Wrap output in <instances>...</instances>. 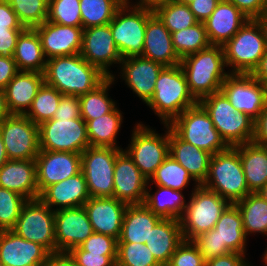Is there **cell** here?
<instances>
[{"mask_svg":"<svg viewBox=\"0 0 267 266\" xmlns=\"http://www.w3.org/2000/svg\"><path fill=\"white\" fill-rule=\"evenodd\" d=\"M162 219L144 204L128 205L125 209L118 243L145 244L153 227Z\"/></svg>","mask_w":267,"mask_h":266,"instance_id":"cell-31","label":"cell"},{"mask_svg":"<svg viewBox=\"0 0 267 266\" xmlns=\"http://www.w3.org/2000/svg\"><path fill=\"white\" fill-rule=\"evenodd\" d=\"M171 37L174 51L180 59L211 45L204 22H198L191 27L171 33Z\"/></svg>","mask_w":267,"mask_h":266,"instance_id":"cell-40","label":"cell"},{"mask_svg":"<svg viewBox=\"0 0 267 266\" xmlns=\"http://www.w3.org/2000/svg\"><path fill=\"white\" fill-rule=\"evenodd\" d=\"M11 114L6 105V98L4 90L0 89V123Z\"/></svg>","mask_w":267,"mask_h":266,"instance_id":"cell-63","label":"cell"},{"mask_svg":"<svg viewBox=\"0 0 267 266\" xmlns=\"http://www.w3.org/2000/svg\"><path fill=\"white\" fill-rule=\"evenodd\" d=\"M0 28L26 29L20 23L8 0H0Z\"/></svg>","mask_w":267,"mask_h":266,"instance_id":"cell-54","label":"cell"},{"mask_svg":"<svg viewBox=\"0 0 267 266\" xmlns=\"http://www.w3.org/2000/svg\"><path fill=\"white\" fill-rule=\"evenodd\" d=\"M199 103L229 147L252 142L255 121L243 112H237L221 91L205 96Z\"/></svg>","mask_w":267,"mask_h":266,"instance_id":"cell-5","label":"cell"},{"mask_svg":"<svg viewBox=\"0 0 267 266\" xmlns=\"http://www.w3.org/2000/svg\"><path fill=\"white\" fill-rule=\"evenodd\" d=\"M263 256L264 257H262V259H263L265 265L267 266V248H266V251L264 252Z\"/></svg>","mask_w":267,"mask_h":266,"instance_id":"cell-68","label":"cell"},{"mask_svg":"<svg viewBox=\"0 0 267 266\" xmlns=\"http://www.w3.org/2000/svg\"><path fill=\"white\" fill-rule=\"evenodd\" d=\"M90 197L82 171L63 181L51 184L39 195V199L54 211L83 206Z\"/></svg>","mask_w":267,"mask_h":266,"instance_id":"cell-24","label":"cell"},{"mask_svg":"<svg viewBox=\"0 0 267 266\" xmlns=\"http://www.w3.org/2000/svg\"><path fill=\"white\" fill-rule=\"evenodd\" d=\"M117 108L102 117L86 121L90 146L122 149L117 146L116 138L123 123V115Z\"/></svg>","mask_w":267,"mask_h":266,"instance_id":"cell-35","label":"cell"},{"mask_svg":"<svg viewBox=\"0 0 267 266\" xmlns=\"http://www.w3.org/2000/svg\"><path fill=\"white\" fill-rule=\"evenodd\" d=\"M165 135L156 133V130L145 126L142 122L136 123L127 154L133 159L135 166L148 179L154 175L156 169L169 156V125H164Z\"/></svg>","mask_w":267,"mask_h":266,"instance_id":"cell-10","label":"cell"},{"mask_svg":"<svg viewBox=\"0 0 267 266\" xmlns=\"http://www.w3.org/2000/svg\"><path fill=\"white\" fill-rule=\"evenodd\" d=\"M154 13L164 23L170 33L180 31L198 23L189 5L177 1L158 7Z\"/></svg>","mask_w":267,"mask_h":266,"instance_id":"cell-43","label":"cell"},{"mask_svg":"<svg viewBox=\"0 0 267 266\" xmlns=\"http://www.w3.org/2000/svg\"><path fill=\"white\" fill-rule=\"evenodd\" d=\"M230 204L228 200L202 185L194 188L179 219L183 239L193 240L199 234L213 229Z\"/></svg>","mask_w":267,"mask_h":266,"instance_id":"cell-6","label":"cell"},{"mask_svg":"<svg viewBox=\"0 0 267 266\" xmlns=\"http://www.w3.org/2000/svg\"><path fill=\"white\" fill-rule=\"evenodd\" d=\"M127 3V0H80L83 29L109 24L116 11Z\"/></svg>","mask_w":267,"mask_h":266,"instance_id":"cell-39","label":"cell"},{"mask_svg":"<svg viewBox=\"0 0 267 266\" xmlns=\"http://www.w3.org/2000/svg\"><path fill=\"white\" fill-rule=\"evenodd\" d=\"M116 266H162L146 244L118 243Z\"/></svg>","mask_w":267,"mask_h":266,"instance_id":"cell-45","label":"cell"},{"mask_svg":"<svg viewBox=\"0 0 267 266\" xmlns=\"http://www.w3.org/2000/svg\"><path fill=\"white\" fill-rule=\"evenodd\" d=\"M34 29L39 34L46 59L80 53L83 27L64 26L45 21Z\"/></svg>","mask_w":267,"mask_h":266,"instance_id":"cell-22","label":"cell"},{"mask_svg":"<svg viewBox=\"0 0 267 266\" xmlns=\"http://www.w3.org/2000/svg\"><path fill=\"white\" fill-rule=\"evenodd\" d=\"M119 65V74L125 84L147 104L153 97L156 80L164 66L143 56L123 58Z\"/></svg>","mask_w":267,"mask_h":266,"instance_id":"cell-21","label":"cell"},{"mask_svg":"<svg viewBox=\"0 0 267 266\" xmlns=\"http://www.w3.org/2000/svg\"><path fill=\"white\" fill-rule=\"evenodd\" d=\"M251 75L260 83L267 84V49Z\"/></svg>","mask_w":267,"mask_h":266,"instance_id":"cell-61","label":"cell"},{"mask_svg":"<svg viewBox=\"0 0 267 266\" xmlns=\"http://www.w3.org/2000/svg\"><path fill=\"white\" fill-rule=\"evenodd\" d=\"M27 199L20 194L0 187V231L12 230Z\"/></svg>","mask_w":267,"mask_h":266,"instance_id":"cell-47","label":"cell"},{"mask_svg":"<svg viewBox=\"0 0 267 266\" xmlns=\"http://www.w3.org/2000/svg\"><path fill=\"white\" fill-rule=\"evenodd\" d=\"M9 160H35L40 152L39 125L25 115H10L0 123Z\"/></svg>","mask_w":267,"mask_h":266,"instance_id":"cell-15","label":"cell"},{"mask_svg":"<svg viewBox=\"0 0 267 266\" xmlns=\"http://www.w3.org/2000/svg\"><path fill=\"white\" fill-rule=\"evenodd\" d=\"M166 266H205V261L192 240H183Z\"/></svg>","mask_w":267,"mask_h":266,"instance_id":"cell-48","label":"cell"},{"mask_svg":"<svg viewBox=\"0 0 267 266\" xmlns=\"http://www.w3.org/2000/svg\"><path fill=\"white\" fill-rule=\"evenodd\" d=\"M79 247L83 251L95 254L117 256L118 240L111 236L94 232Z\"/></svg>","mask_w":267,"mask_h":266,"instance_id":"cell-49","label":"cell"},{"mask_svg":"<svg viewBox=\"0 0 267 266\" xmlns=\"http://www.w3.org/2000/svg\"><path fill=\"white\" fill-rule=\"evenodd\" d=\"M263 2H264V12H266L267 11V0H263Z\"/></svg>","mask_w":267,"mask_h":266,"instance_id":"cell-69","label":"cell"},{"mask_svg":"<svg viewBox=\"0 0 267 266\" xmlns=\"http://www.w3.org/2000/svg\"><path fill=\"white\" fill-rule=\"evenodd\" d=\"M93 233L84 206L55 211L56 254L68 253Z\"/></svg>","mask_w":267,"mask_h":266,"instance_id":"cell-18","label":"cell"},{"mask_svg":"<svg viewBox=\"0 0 267 266\" xmlns=\"http://www.w3.org/2000/svg\"><path fill=\"white\" fill-rule=\"evenodd\" d=\"M255 20L257 21V23L259 24V26L262 30V33H263V36L265 39V43L267 46V11L264 12L261 16L256 17Z\"/></svg>","mask_w":267,"mask_h":266,"instance_id":"cell-64","label":"cell"},{"mask_svg":"<svg viewBox=\"0 0 267 266\" xmlns=\"http://www.w3.org/2000/svg\"><path fill=\"white\" fill-rule=\"evenodd\" d=\"M192 241L198 246L205 262L231 252L228 248H219V240L215 229L199 234Z\"/></svg>","mask_w":267,"mask_h":266,"instance_id":"cell-50","label":"cell"},{"mask_svg":"<svg viewBox=\"0 0 267 266\" xmlns=\"http://www.w3.org/2000/svg\"><path fill=\"white\" fill-rule=\"evenodd\" d=\"M248 19L234 4L221 0L210 17L204 21L210 44L223 46Z\"/></svg>","mask_w":267,"mask_h":266,"instance_id":"cell-25","label":"cell"},{"mask_svg":"<svg viewBox=\"0 0 267 266\" xmlns=\"http://www.w3.org/2000/svg\"><path fill=\"white\" fill-rule=\"evenodd\" d=\"M176 0H138L135 4L143 8L155 11L158 7L172 3Z\"/></svg>","mask_w":267,"mask_h":266,"instance_id":"cell-62","label":"cell"},{"mask_svg":"<svg viewBox=\"0 0 267 266\" xmlns=\"http://www.w3.org/2000/svg\"><path fill=\"white\" fill-rule=\"evenodd\" d=\"M80 0H48L47 21L64 26L82 27Z\"/></svg>","mask_w":267,"mask_h":266,"instance_id":"cell-46","label":"cell"},{"mask_svg":"<svg viewBox=\"0 0 267 266\" xmlns=\"http://www.w3.org/2000/svg\"><path fill=\"white\" fill-rule=\"evenodd\" d=\"M81 117L79 96L63 95L53 119L68 118L69 120Z\"/></svg>","mask_w":267,"mask_h":266,"instance_id":"cell-52","label":"cell"},{"mask_svg":"<svg viewBox=\"0 0 267 266\" xmlns=\"http://www.w3.org/2000/svg\"><path fill=\"white\" fill-rule=\"evenodd\" d=\"M230 73L251 74L267 49L262 30L255 19H248L223 46Z\"/></svg>","mask_w":267,"mask_h":266,"instance_id":"cell-8","label":"cell"},{"mask_svg":"<svg viewBox=\"0 0 267 266\" xmlns=\"http://www.w3.org/2000/svg\"><path fill=\"white\" fill-rule=\"evenodd\" d=\"M9 160L3 138L0 134V168Z\"/></svg>","mask_w":267,"mask_h":266,"instance_id":"cell-65","label":"cell"},{"mask_svg":"<svg viewBox=\"0 0 267 266\" xmlns=\"http://www.w3.org/2000/svg\"><path fill=\"white\" fill-rule=\"evenodd\" d=\"M149 187L147 186L143 204L162 218L179 220L187 205L183 193L164 186H156L157 191L150 193L152 188L149 190Z\"/></svg>","mask_w":267,"mask_h":266,"instance_id":"cell-36","label":"cell"},{"mask_svg":"<svg viewBox=\"0 0 267 266\" xmlns=\"http://www.w3.org/2000/svg\"><path fill=\"white\" fill-rule=\"evenodd\" d=\"M252 142L267 147V103L265 109L254 123V137Z\"/></svg>","mask_w":267,"mask_h":266,"instance_id":"cell-59","label":"cell"},{"mask_svg":"<svg viewBox=\"0 0 267 266\" xmlns=\"http://www.w3.org/2000/svg\"><path fill=\"white\" fill-rule=\"evenodd\" d=\"M63 94L45 82L39 88L32 105L25 114L36 125L53 119Z\"/></svg>","mask_w":267,"mask_h":266,"instance_id":"cell-41","label":"cell"},{"mask_svg":"<svg viewBox=\"0 0 267 266\" xmlns=\"http://www.w3.org/2000/svg\"><path fill=\"white\" fill-rule=\"evenodd\" d=\"M190 93L199 102L205 96L220 92L222 83L230 74L225 71L226 63L222 46L209 47L186 55L181 59Z\"/></svg>","mask_w":267,"mask_h":266,"instance_id":"cell-2","label":"cell"},{"mask_svg":"<svg viewBox=\"0 0 267 266\" xmlns=\"http://www.w3.org/2000/svg\"><path fill=\"white\" fill-rule=\"evenodd\" d=\"M234 4L249 19H255L264 13L263 0H227Z\"/></svg>","mask_w":267,"mask_h":266,"instance_id":"cell-58","label":"cell"},{"mask_svg":"<svg viewBox=\"0 0 267 266\" xmlns=\"http://www.w3.org/2000/svg\"><path fill=\"white\" fill-rule=\"evenodd\" d=\"M79 54L107 77L114 75L109 67L123 60L114 43L110 24L83 29Z\"/></svg>","mask_w":267,"mask_h":266,"instance_id":"cell-16","label":"cell"},{"mask_svg":"<svg viewBox=\"0 0 267 266\" xmlns=\"http://www.w3.org/2000/svg\"><path fill=\"white\" fill-rule=\"evenodd\" d=\"M89 146L86 122L81 117L51 119L39 125L40 151L81 154Z\"/></svg>","mask_w":267,"mask_h":266,"instance_id":"cell-12","label":"cell"},{"mask_svg":"<svg viewBox=\"0 0 267 266\" xmlns=\"http://www.w3.org/2000/svg\"><path fill=\"white\" fill-rule=\"evenodd\" d=\"M44 83V74L19 71L4 89L6 105L11 115H25Z\"/></svg>","mask_w":267,"mask_h":266,"instance_id":"cell-28","label":"cell"},{"mask_svg":"<svg viewBox=\"0 0 267 266\" xmlns=\"http://www.w3.org/2000/svg\"><path fill=\"white\" fill-rule=\"evenodd\" d=\"M183 240L180 221L162 218L151 230L145 244L155 259L162 266H166Z\"/></svg>","mask_w":267,"mask_h":266,"instance_id":"cell-30","label":"cell"},{"mask_svg":"<svg viewBox=\"0 0 267 266\" xmlns=\"http://www.w3.org/2000/svg\"><path fill=\"white\" fill-rule=\"evenodd\" d=\"M12 231L56 254L55 211L39 198L27 200Z\"/></svg>","mask_w":267,"mask_h":266,"instance_id":"cell-11","label":"cell"},{"mask_svg":"<svg viewBox=\"0 0 267 266\" xmlns=\"http://www.w3.org/2000/svg\"><path fill=\"white\" fill-rule=\"evenodd\" d=\"M45 266H79L67 253L52 254Z\"/></svg>","mask_w":267,"mask_h":266,"instance_id":"cell-60","label":"cell"},{"mask_svg":"<svg viewBox=\"0 0 267 266\" xmlns=\"http://www.w3.org/2000/svg\"><path fill=\"white\" fill-rule=\"evenodd\" d=\"M113 181V197L117 200L127 205L144 203L149 181L123 149L116 156Z\"/></svg>","mask_w":267,"mask_h":266,"instance_id":"cell-17","label":"cell"},{"mask_svg":"<svg viewBox=\"0 0 267 266\" xmlns=\"http://www.w3.org/2000/svg\"><path fill=\"white\" fill-rule=\"evenodd\" d=\"M176 1L179 2V3H183V4H186V5H189L194 0H176Z\"/></svg>","mask_w":267,"mask_h":266,"instance_id":"cell-67","label":"cell"},{"mask_svg":"<svg viewBox=\"0 0 267 266\" xmlns=\"http://www.w3.org/2000/svg\"><path fill=\"white\" fill-rule=\"evenodd\" d=\"M79 266H116L117 256H107L83 251L79 246L67 253Z\"/></svg>","mask_w":267,"mask_h":266,"instance_id":"cell-51","label":"cell"},{"mask_svg":"<svg viewBox=\"0 0 267 266\" xmlns=\"http://www.w3.org/2000/svg\"><path fill=\"white\" fill-rule=\"evenodd\" d=\"M221 0H194L189 4L190 10L198 22H204L213 13Z\"/></svg>","mask_w":267,"mask_h":266,"instance_id":"cell-56","label":"cell"},{"mask_svg":"<svg viewBox=\"0 0 267 266\" xmlns=\"http://www.w3.org/2000/svg\"><path fill=\"white\" fill-rule=\"evenodd\" d=\"M197 103L189 91L185 73L179 64L162 69L147 106L152 108L162 124L169 125L187 108Z\"/></svg>","mask_w":267,"mask_h":266,"instance_id":"cell-3","label":"cell"},{"mask_svg":"<svg viewBox=\"0 0 267 266\" xmlns=\"http://www.w3.org/2000/svg\"><path fill=\"white\" fill-rule=\"evenodd\" d=\"M24 28L34 29L47 21L48 0H8Z\"/></svg>","mask_w":267,"mask_h":266,"instance_id":"cell-44","label":"cell"},{"mask_svg":"<svg viewBox=\"0 0 267 266\" xmlns=\"http://www.w3.org/2000/svg\"><path fill=\"white\" fill-rule=\"evenodd\" d=\"M240 211L245 235H267V201L258 193H250L235 203Z\"/></svg>","mask_w":267,"mask_h":266,"instance_id":"cell-37","label":"cell"},{"mask_svg":"<svg viewBox=\"0 0 267 266\" xmlns=\"http://www.w3.org/2000/svg\"><path fill=\"white\" fill-rule=\"evenodd\" d=\"M24 30L0 28V56H13L18 37Z\"/></svg>","mask_w":267,"mask_h":266,"instance_id":"cell-53","label":"cell"},{"mask_svg":"<svg viewBox=\"0 0 267 266\" xmlns=\"http://www.w3.org/2000/svg\"><path fill=\"white\" fill-rule=\"evenodd\" d=\"M142 56L164 67L176 66L181 62L174 51L171 33L155 13L146 24Z\"/></svg>","mask_w":267,"mask_h":266,"instance_id":"cell-26","label":"cell"},{"mask_svg":"<svg viewBox=\"0 0 267 266\" xmlns=\"http://www.w3.org/2000/svg\"><path fill=\"white\" fill-rule=\"evenodd\" d=\"M107 76L80 54L47 59L44 82L63 95L81 96L95 89Z\"/></svg>","mask_w":267,"mask_h":266,"instance_id":"cell-1","label":"cell"},{"mask_svg":"<svg viewBox=\"0 0 267 266\" xmlns=\"http://www.w3.org/2000/svg\"><path fill=\"white\" fill-rule=\"evenodd\" d=\"M19 71L44 74L47 59L44 56L39 34L35 29L26 28L18 37L12 56Z\"/></svg>","mask_w":267,"mask_h":266,"instance_id":"cell-34","label":"cell"},{"mask_svg":"<svg viewBox=\"0 0 267 266\" xmlns=\"http://www.w3.org/2000/svg\"><path fill=\"white\" fill-rule=\"evenodd\" d=\"M195 181L185 168H183L172 157L168 156L164 162L156 169L149 183L155 186H164L177 191H183L190 185V180Z\"/></svg>","mask_w":267,"mask_h":266,"instance_id":"cell-42","label":"cell"},{"mask_svg":"<svg viewBox=\"0 0 267 266\" xmlns=\"http://www.w3.org/2000/svg\"><path fill=\"white\" fill-rule=\"evenodd\" d=\"M121 150L89 146L81 153V171L91 197H113L116 156Z\"/></svg>","mask_w":267,"mask_h":266,"instance_id":"cell-13","label":"cell"},{"mask_svg":"<svg viewBox=\"0 0 267 266\" xmlns=\"http://www.w3.org/2000/svg\"><path fill=\"white\" fill-rule=\"evenodd\" d=\"M18 72L19 69L12 56H0V89L4 90Z\"/></svg>","mask_w":267,"mask_h":266,"instance_id":"cell-57","label":"cell"},{"mask_svg":"<svg viewBox=\"0 0 267 266\" xmlns=\"http://www.w3.org/2000/svg\"><path fill=\"white\" fill-rule=\"evenodd\" d=\"M50 255L40 244L26 240L12 230L0 231V261L4 266H45Z\"/></svg>","mask_w":267,"mask_h":266,"instance_id":"cell-20","label":"cell"},{"mask_svg":"<svg viewBox=\"0 0 267 266\" xmlns=\"http://www.w3.org/2000/svg\"><path fill=\"white\" fill-rule=\"evenodd\" d=\"M169 127L181 140L211 155L225 151L229 147L220 137L208 112L199 102L187 108L169 124Z\"/></svg>","mask_w":267,"mask_h":266,"instance_id":"cell-9","label":"cell"},{"mask_svg":"<svg viewBox=\"0 0 267 266\" xmlns=\"http://www.w3.org/2000/svg\"><path fill=\"white\" fill-rule=\"evenodd\" d=\"M219 240V248L246 255V239L240 211L236 204H230L221 214L214 228Z\"/></svg>","mask_w":267,"mask_h":266,"instance_id":"cell-33","label":"cell"},{"mask_svg":"<svg viewBox=\"0 0 267 266\" xmlns=\"http://www.w3.org/2000/svg\"><path fill=\"white\" fill-rule=\"evenodd\" d=\"M0 187L14 191L27 200L38 199L35 160H8L0 168Z\"/></svg>","mask_w":267,"mask_h":266,"instance_id":"cell-27","label":"cell"},{"mask_svg":"<svg viewBox=\"0 0 267 266\" xmlns=\"http://www.w3.org/2000/svg\"><path fill=\"white\" fill-rule=\"evenodd\" d=\"M202 186L231 204L250 194L236 146L211 156L208 176Z\"/></svg>","mask_w":267,"mask_h":266,"instance_id":"cell-4","label":"cell"},{"mask_svg":"<svg viewBox=\"0 0 267 266\" xmlns=\"http://www.w3.org/2000/svg\"><path fill=\"white\" fill-rule=\"evenodd\" d=\"M129 2L122 5L109 23L122 58L142 56L146 24L154 11Z\"/></svg>","mask_w":267,"mask_h":266,"instance_id":"cell-7","label":"cell"},{"mask_svg":"<svg viewBox=\"0 0 267 266\" xmlns=\"http://www.w3.org/2000/svg\"><path fill=\"white\" fill-rule=\"evenodd\" d=\"M250 193H257L267 183V148L254 142L236 146Z\"/></svg>","mask_w":267,"mask_h":266,"instance_id":"cell-32","label":"cell"},{"mask_svg":"<svg viewBox=\"0 0 267 266\" xmlns=\"http://www.w3.org/2000/svg\"><path fill=\"white\" fill-rule=\"evenodd\" d=\"M169 156L187 170L195 180V188L202 185L209 172L211 154L181 140L171 129Z\"/></svg>","mask_w":267,"mask_h":266,"instance_id":"cell-29","label":"cell"},{"mask_svg":"<svg viewBox=\"0 0 267 266\" xmlns=\"http://www.w3.org/2000/svg\"><path fill=\"white\" fill-rule=\"evenodd\" d=\"M37 187L40 193L51 184L81 172V154L73 152L40 151L35 158Z\"/></svg>","mask_w":267,"mask_h":266,"instance_id":"cell-19","label":"cell"},{"mask_svg":"<svg viewBox=\"0 0 267 266\" xmlns=\"http://www.w3.org/2000/svg\"><path fill=\"white\" fill-rule=\"evenodd\" d=\"M245 258L246 255L242 253L230 252L206 261L205 266H253Z\"/></svg>","mask_w":267,"mask_h":266,"instance_id":"cell-55","label":"cell"},{"mask_svg":"<svg viewBox=\"0 0 267 266\" xmlns=\"http://www.w3.org/2000/svg\"><path fill=\"white\" fill-rule=\"evenodd\" d=\"M83 206L94 232L119 240L127 204L115 197H90Z\"/></svg>","mask_w":267,"mask_h":266,"instance_id":"cell-23","label":"cell"},{"mask_svg":"<svg viewBox=\"0 0 267 266\" xmlns=\"http://www.w3.org/2000/svg\"><path fill=\"white\" fill-rule=\"evenodd\" d=\"M237 112H243L254 121L260 116L267 103L266 85L251 74L230 73L220 90Z\"/></svg>","mask_w":267,"mask_h":266,"instance_id":"cell-14","label":"cell"},{"mask_svg":"<svg viewBox=\"0 0 267 266\" xmlns=\"http://www.w3.org/2000/svg\"><path fill=\"white\" fill-rule=\"evenodd\" d=\"M257 193L267 201V183Z\"/></svg>","mask_w":267,"mask_h":266,"instance_id":"cell-66","label":"cell"},{"mask_svg":"<svg viewBox=\"0 0 267 266\" xmlns=\"http://www.w3.org/2000/svg\"><path fill=\"white\" fill-rule=\"evenodd\" d=\"M115 75L107 77L92 91L79 96L81 118L86 122L110 113L117 105L108 97V90L115 82Z\"/></svg>","mask_w":267,"mask_h":266,"instance_id":"cell-38","label":"cell"}]
</instances>
